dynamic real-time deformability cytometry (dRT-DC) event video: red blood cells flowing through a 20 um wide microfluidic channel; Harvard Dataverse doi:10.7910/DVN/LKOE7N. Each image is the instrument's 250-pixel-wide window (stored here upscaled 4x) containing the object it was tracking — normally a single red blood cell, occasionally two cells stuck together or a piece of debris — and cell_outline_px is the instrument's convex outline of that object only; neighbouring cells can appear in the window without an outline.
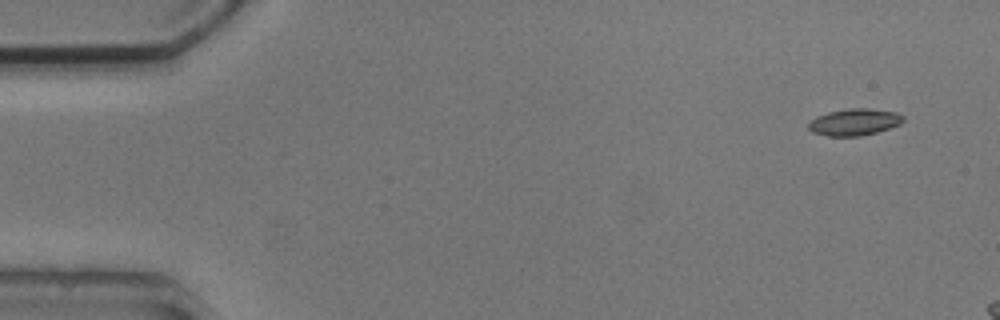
{"species": "common noctule bat (a hibernating species)", "species_latin": "Nyctalus noctula", "temperature_condition": "cold", "stored_images_in_passage": 3, "camera_frame_rate_fps": 3000, "um_per_image_px": 0.085, "animal": {"sex": "male", "body_mass_g": 20.5, "forearm_length_mm": 52.5}, "frame": {"image": 1, "passage_image": 1, "time_ms": 0.0, "image_size_px": [1000, 320], "cell_outline_px": [[904, 120], [900, 124], [876, 132], [860, 136], [828, 136], [812, 132], [808, 128], [808, 124], [816, 116], [828, 112], [848, 108], [868, 108], [896, 112], [904, 116]], "centroid_in_image_um": [72.62, 10.37], "position_along_channel_um": 12.4, "area_um2": 14.74}}